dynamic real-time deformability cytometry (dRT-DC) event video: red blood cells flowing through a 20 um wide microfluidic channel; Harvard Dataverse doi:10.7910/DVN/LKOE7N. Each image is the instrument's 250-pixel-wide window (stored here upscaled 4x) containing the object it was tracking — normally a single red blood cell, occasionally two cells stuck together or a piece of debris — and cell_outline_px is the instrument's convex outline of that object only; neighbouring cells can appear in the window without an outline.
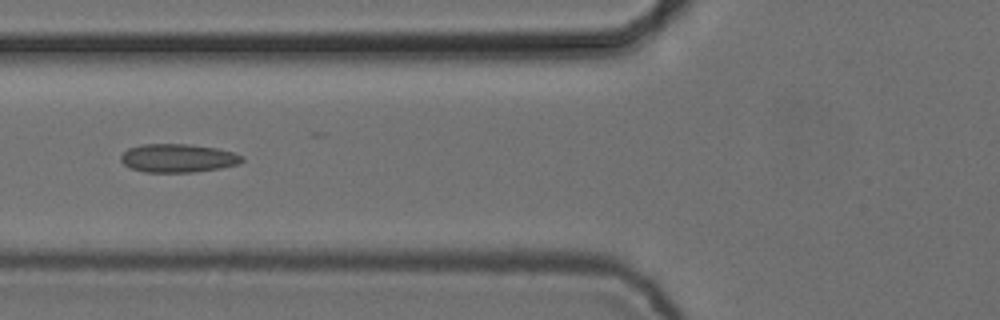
{"species": "common noctule bat (a hibernating species)", "species_latin": "Nyctalus noctula", "temperature_condition": "cold", "stored_images_in_passage": 8, "camera_frame_rate_fps": 3000, "um_per_image_px": 0.085, "animal": {"sex": "female", "body_mass_g": 24.6, "forearm_length_mm": 56.2}, "frame": {"image": 1, "passage_image": 5, "time_ms": 1.333, "image_size_px": [1000, 320], "cell_outline_px": [[244, 160], [240, 164], [220, 168], [192, 172], [144, 172], [132, 168], [124, 164], [120, 160], [120, 156], [128, 148], [144, 144], [188, 144], [216, 148], [232, 152], [244, 156]], "centroid_in_image_um": [15.14, 13.44], "position_along_channel_um": 110.7, "area_um2": 20.06}}
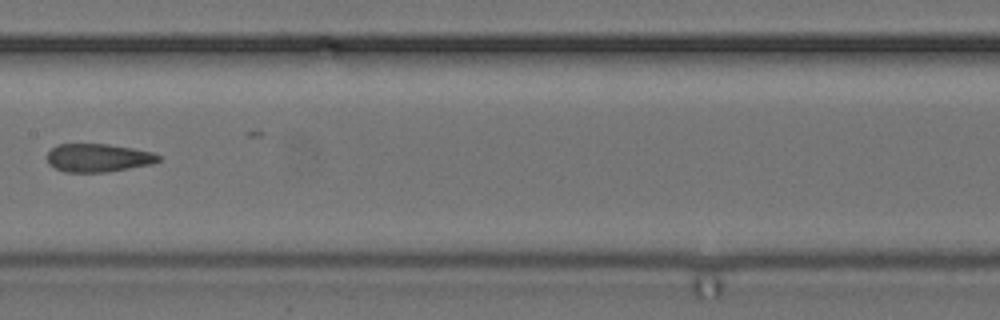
{"frame": {"image": 2, "passage_image": 7, "time_ms": 2.0, "image_size_px": [1000, 320], "cell_outline_px": [[160, 160], [152, 164], [108, 172], [64, 172], [48, 164], [48, 152], [56, 144], [108, 144], [132, 148], [152, 152], [160, 156]], "centroid_in_image_um": [8.34, 13.42], "position_along_channel_um": 199.1, "area_um2": 18.32}}
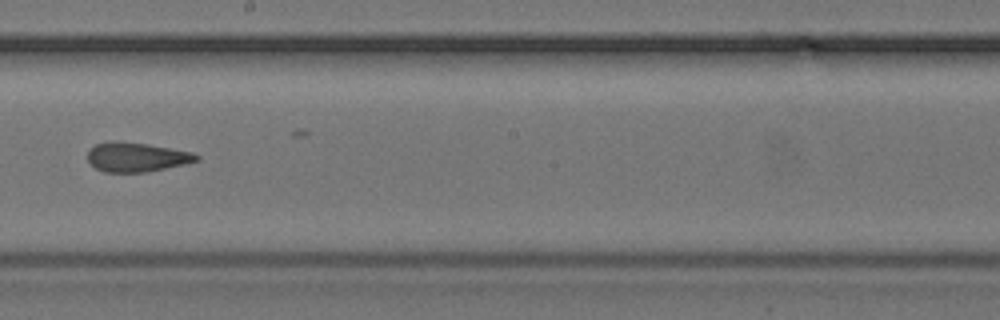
{"frame": {"image": 3, "passage_image": 8, "time_ms": 2.333, "image_size_px": [1000, 320], "cell_outline_px": [[200, 160], [188, 164], [144, 172], [104, 172], [96, 168], [88, 160], [88, 152], [96, 144], [112, 140], [116, 140], [148, 144], [192, 152], [200, 156]], "centroid_in_image_um": [11.64, 13.35], "position_along_channel_um": 236.6, "area_um2": 18.67}}